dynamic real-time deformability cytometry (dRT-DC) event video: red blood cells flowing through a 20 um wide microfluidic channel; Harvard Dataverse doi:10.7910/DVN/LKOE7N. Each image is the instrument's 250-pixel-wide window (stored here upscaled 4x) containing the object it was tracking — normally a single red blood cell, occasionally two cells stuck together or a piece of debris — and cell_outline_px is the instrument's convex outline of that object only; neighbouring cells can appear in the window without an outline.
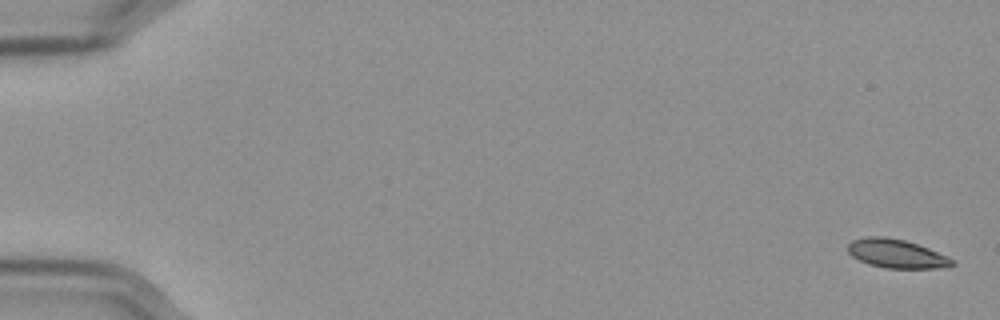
{"species": "Egyptian fruit bat (a non-hibernating species)", "species_latin": "Rousettus aegyptiacus", "temperature_condition": "cold", "stored_images_in_passage": 57, "camera_frame_rate_fps": 3000, "um_per_image_px": 0.085, "frame": {"image": 1, "passage_image": 1, "time_ms": 0.0, "image_size_px": [1000, 320], "cell_outline_px": [[956, 264], [948, 268], [884, 268], [868, 264], [852, 256], [848, 252], [848, 244], [852, 240], [868, 236], [884, 236], [904, 240], [928, 248], [948, 256]], "centroid_in_image_um": [76.21, 21.57], "position_along_channel_um": 8.8, "area_um2": 17.51}}
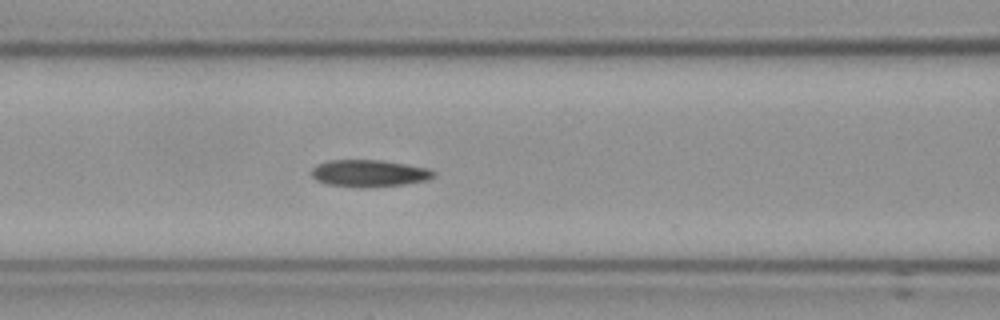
{"frame": {"image": 2, "passage_image": 25, "time_ms": 8.0, "image_size_px": [1000, 320], "cell_outline_px": [[436, 176], [428, 180], [404, 184], [360, 188], [328, 184], [316, 180], [312, 176], [312, 168], [316, 164], [328, 160], [380, 160], [428, 168], [436, 172]], "centroid_in_image_um": [31.37, 14.73], "position_along_channel_um": 135.2, "area_um2": 19.25}}
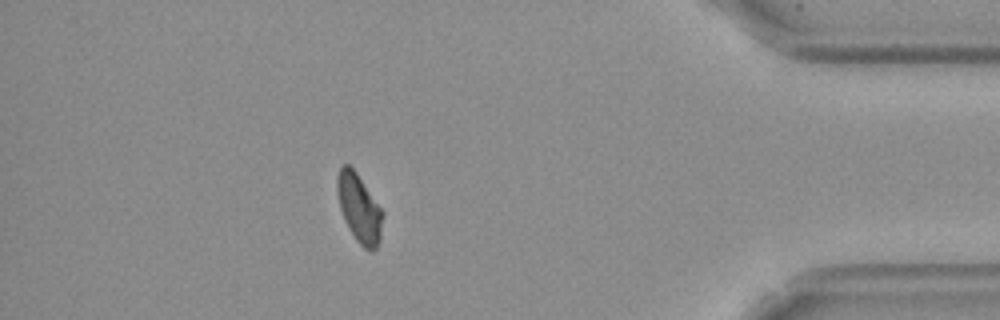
{"frame": {"image": 3, "passage_image": 51, "time_ms": 16.667, "image_size_px": [1000, 320], "cell_outline_px": [[384, 216], [380, 240], [376, 248], [372, 252], [364, 248], [356, 240], [344, 220], [340, 208], [336, 188], [336, 176], [340, 164], [348, 164], [356, 172], [384, 212]], "centroid_in_image_um": [30.53, 17.69], "position_along_channel_um": 404.7, "area_um2": 18.32}, "authors_computed_cell_mechanics": {"area_um2": 18.5538, "velocity_mm_per_s": 3.5686, "shape_relaxation_time_tau1_ms": 5.5763, "shape_relaxation_time_tau2_ms": 6.5535, "deformation_change_tau1": 0.1457, "deformation_change_tau2": 0.1036}}